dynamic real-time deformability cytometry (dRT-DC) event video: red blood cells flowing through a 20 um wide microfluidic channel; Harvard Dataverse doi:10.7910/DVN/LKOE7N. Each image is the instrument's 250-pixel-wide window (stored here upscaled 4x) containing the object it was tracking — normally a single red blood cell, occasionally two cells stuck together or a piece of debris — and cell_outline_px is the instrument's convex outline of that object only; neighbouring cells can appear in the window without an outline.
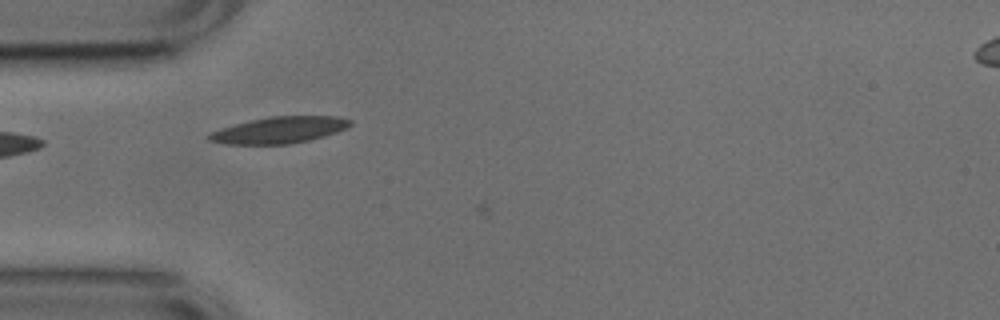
{"species": "common noctule bat (a hibernating species)", "species_latin": "Nyctalus noctula", "temperature_condition": "cold", "stored_images_in_passage": 18, "camera_frame_rate_fps": 3000, "um_per_image_px": 0.085, "animal": {"sex": "male", "body_mass_g": 17.9, "forearm_length_mm": 54.2}, "frame": {"image": 1, "passage_image": 16, "time_ms": 5.0, "image_size_px": [1000, 320], "cell_outline_px": [[352, 124], [336, 132], [324, 136], [308, 140], [288, 144], [224, 144], [208, 140], [204, 136], [208, 132], [220, 128], [268, 116], [340, 116], [352, 120]], "centroid_in_image_um": [23.69, 11.05], "position_along_channel_um": 61.3, "area_um2": 21.85}}